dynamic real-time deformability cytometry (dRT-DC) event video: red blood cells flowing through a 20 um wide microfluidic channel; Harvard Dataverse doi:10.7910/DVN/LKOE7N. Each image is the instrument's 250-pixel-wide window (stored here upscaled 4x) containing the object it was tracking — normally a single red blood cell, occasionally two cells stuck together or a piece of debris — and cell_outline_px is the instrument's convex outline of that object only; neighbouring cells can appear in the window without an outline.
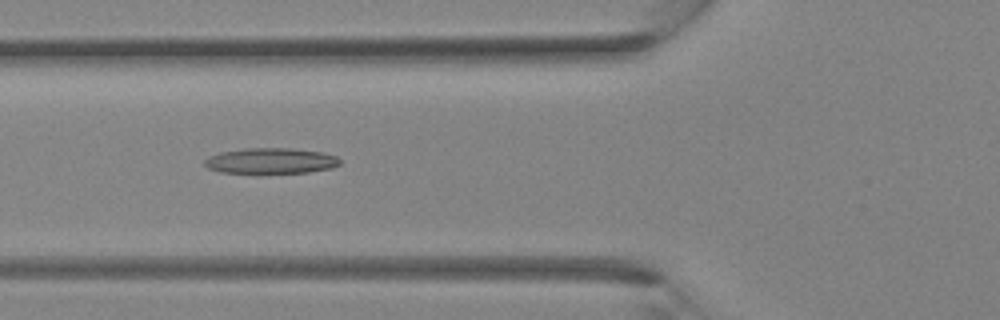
{"species": "Egyptian fruit bat (a non-hibernating species)", "species_latin": "Rousettus aegyptiacus", "temperature_condition": "room temperature", "stored_images_in_passage": 36, "camera_frame_rate_fps": 3000, "um_per_image_px": 0.085, "animal": {"sex": "female"}, "frame": {"image": 1, "passage_image": 13, "time_ms": 4.0, "image_size_px": [1000, 320], "cell_outline_px": [[340, 164], [332, 168], [308, 172], [260, 176], [220, 172], [208, 168], [204, 164], [204, 160], [208, 156], [220, 152], [244, 148], [292, 148], [324, 152], [336, 156], [340, 160]], "centroid_in_image_um": [22.98, 13.71], "position_along_channel_um": 102.8, "area_um2": 21.39}}
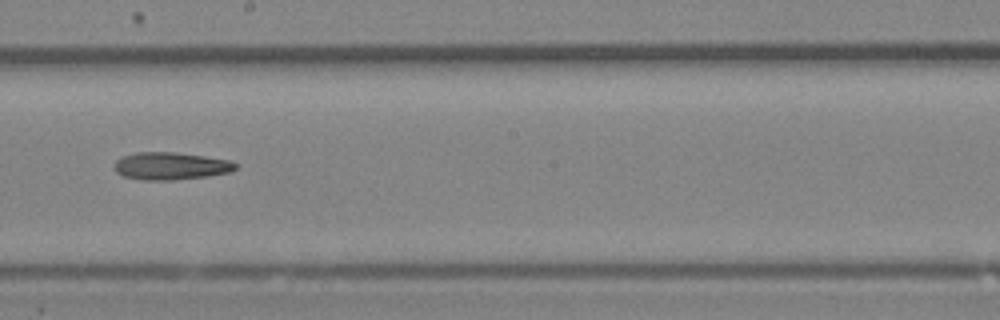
{"frame": {"image": 2, "passage_image": 20, "time_ms": 6.333, "image_size_px": [1000, 320], "cell_outline_px": [[236, 168], [232, 172], [208, 176], [172, 180], [144, 180], [124, 176], [116, 172], [112, 168], [112, 164], [120, 156], [136, 152], [176, 152], [204, 156], [228, 160], [236, 164]], "centroid_in_image_um": [14.45, 14.1], "position_along_channel_um": 233.7, "area_um2": 19.59}}
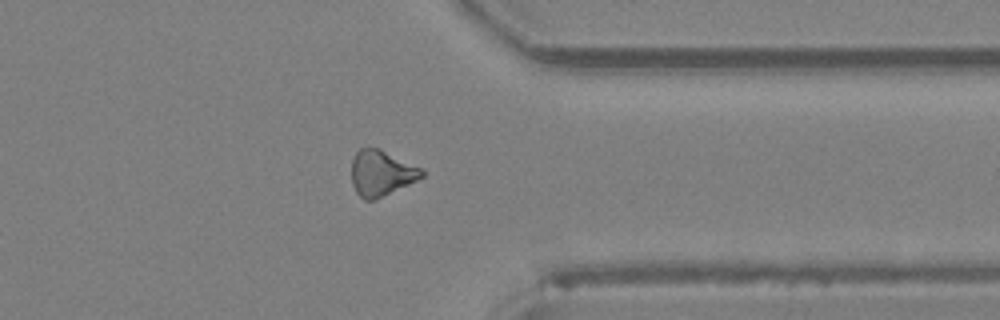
{"frame": {"image": 3, "passage_image": 28, "time_ms": 9.0, "image_size_px": [1000, 320], "cell_outline_px": [[424, 176], [376, 200], [364, 200], [356, 192], [352, 184], [352, 160], [356, 152], [360, 148], [380, 148], [424, 168]], "centroid_in_image_um": [32.43, 14.7], "position_along_channel_um": 379.0, "area_um2": 18.84}}